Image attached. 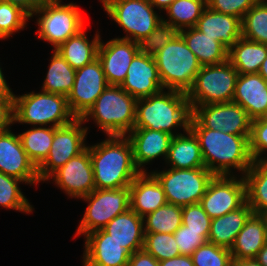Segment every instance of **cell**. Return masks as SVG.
I'll return each mask as SVG.
<instances>
[{
  "mask_svg": "<svg viewBox=\"0 0 267 266\" xmlns=\"http://www.w3.org/2000/svg\"><path fill=\"white\" fill-rule=\"evenodd\" d=\"M95 189L129 187L141 173L133 158L130 140L125 136H109L89 147Z\"/></svg>",
  "mask_w": 267,
  "mask_h": 266,
  "instance_id": "6da1fadb",
  "label": "cell"
},
{
  "mask_svg": "<svg viewBox=\"0 0 267 266\" xmlns=\"http://www.w3.org/2000/svg\"><path fill=\"white\" fill-rule=\"evenodd\" d=\"M189 129L199 140L205 168L214 175L230 176L233 167L243 176L253 164L250 135L227 134L208 128Z\"/></svg>",
  "mask_w": 267,
  "mask_h": 266,
  "instance_id": "7a4b0ae2",
  "label": "cell"
},
{
  "mask_svg": "<svg viewBox=\"0 0 267 266\" xmlns=\"http://www.w3.org/2000/svg\"><path fill=\"white\" fill-rule=\"evenodd\" d=\"M163 91L137 100L134 128L167 132L172 136L180 135L181 133L174 134L172 129H189L192 111L187 93L176 90Z\"/></svg>",
  "mask_w": 267,
  "mask_h": 266,
  "instance_id": "3957f363",
  "label": "cell"
},
{
  "mask_svg": "<svg viewBox=\"0 0 267 266\" xmlns=\"http://www.w3.org/2000/svg\"><path fill=\"white\" fill-rule=\"evenodd\" d=\"M136 104L137 99L121 86L108 85L81 120L86 122L94 118L108 137L126 136L134 128Z\"/></svg>",
  "mask_w": 267,
  "mask_h": 266,
  "instance_id": "277c9868",
  "label": "cell"
},
{
  "mask_svg": "<svg viewBox=\"0 0 267 266\" xmlns=\"http://www.w3.org/2000/svg\"><path fill=\"white\" fill-rule=\"evenodd\" d=\"M158 74L167 90L187 93L202 65L179 34L153 55Z\"/></svg>",
  "mask_w": 267,
  "mask_h": 266,
  "instance_id": "5b68a950",
  "label": "cell"
},
{
  "mask_svg": "<svg viewBox=\"0 0 267 266\" xmlns=\"http://www.w3.org/2000/svg\"><path fill=\"white\" fill-rule=\"evenodd\" d=\"M15 123L62 127L72 123L76 117L70 111L67 96L42 91L30 92L13 98Z\"/></svg>",
  "mask_w": 267,
  "mask_h": 266,
  "instance_id": "8992f818",
  "label": "cell"
},
{
  "mask_svg": "<svg viewBox=\"0 0 267 266\" xmlns=\"http://www.w3.org/2000/svg\"><path fill=\"white\" fill-rule=\"evenodd\" d=\"M238 75L228 60L221 64L202 66L192 88L187 92L191 111L196 106L232 102Z\"/></svg>",
  "mask_w": 267,
  "mask_h": 266,
  "instance_id": "52a82bcc",
  "label": "cell"
},
{
  "mask_svg": "<svg viewBox=\"0 0 267 266\" xmlns=\"http://www.w3.org/2000/svg\"><path fill=\"white\" fill-rule=\"evenodd\" d=\"M36 14L40 16L37 19L38 38L55 49L84 29L81 11L73 3L63 5L60 0H44Z\"/></svg>",
  "mask_w": 267,
  "mask_h": 266,
  "instance_id": "ba28073f",
  "label": "cell"
},
{
  "mask_svg": "<svg viewBox=\"0 0 267 266\" xmlns=\"http://www.w3.org/2000/svg\"><path fill=\"white\" fill-rule=\"evenodd\" d=\"M162 186L167 203L187 206L199 203L215 176L205 167L193 169L169 168L151 172Z\"/></svg>",
  "mask_w": 267,
  "mask_h": 266,
  "instance_id": "9c48e42d",
  "label": "cell"
},
{
  "mask_svg": "<svg viewBox=\"0 0 267 266\" xmlns=\"http://www.w3.org/2000/svg\"><path fill=\"white\" fill-rule=\"evenodd\" d=\"M104 11L127 35V39L139 43L162 22L149 0H103Z\"/></svg>",
  "mask_w": 267,
  "mask_h": 266,
  "instance_id": "30bf717a",
  "label": "cell"
},
{
  "mask_svg": "<svg viewBox=\"0 0 267 266\" xmlns=\"http://www.w3.org/2000/svg\"><path fill=\"white\" fill-rule=\"evenodd\" d=\"M82 199L89 205L76 231L77 236L103 229L114 217L126 212L130 208V189H95Z\"/></svg>",
  "mask_w": 267,
  "mask_h": 266,
  "instance_id": "8fae6325",
  "label": "cell"
},
{
  "mask_svg": "<svg viewBox=\"0 0 267 266\" xmlns=\"http://www.w3.org/2000/svg\"><path fill=\"white\" fill-rule=\"evenodd\" d=\"M251 127L252 119L246 110L233 101L196 106L189 122V128L221 130L234 135H250Z\"/></svg>",
  "mask_w": 267,
  "mask_h": 266,
  "instance_id": "7c38bea8",
  "label": "cell"
},
{
  "mask_svg": "<svg viewBox=\"0 0 267 266\" xmlns=\"http://www.w3.org/2000/svg\"><path fill=\"white\" fill-rule=\"evenodd\" d=\"M82 124L84 122L76 118L72 123L55 130L49 154L37 167L40 181H47L56 170L87 148L84 140L88 128L82 127Z\"/></svg>",
  "mask_w": 267,
  "mask_h": 266,
  "instance_id": "4fadbf2b",
  "label": "cell"
},
{
  "mask_svg": "<svg viewBox=\"0 0 267 266\" xmlns=\"http://www.w3.org/2000/svg\"><path fill=\"white\" fill-rule=\"evenodd\" d=\"M215 175L210 181L200 205L213 219L221 217L241 207L246 202V184L244 177Z\"/></svg>",
  "mask_w": 267,
  "mask_h": 266,
  "instance_id": "5bb4252c",
  "label": "cell"
},
{
  "mask_svg": "<svg viewBox=\"0 0 267 266\" xmlns=\"http://www.w3.org/2000/svg\"><path fill=\"white\" fill-rule=\"evenodd\" d=\"M108 85L98 58L76 69L74 85L67 96L72 114L81 119Z\"/></svg>",
  "mask_w": 267,
  "mask_h": 266,
  "instance_id": "9a60e30c",
  "label": "cell"
},
{
  "mask_svg": "<svg viewBox=\"0 0 267 266\" xmlns=\"http://www.w3.org/2000/svg\"><path fill=\"white\" fill-rule=\"evenodd\" d=\"M64 190L69 197L82 198L95 190L94 173L89 146L78 156L71 158L56 170L48 180Z\"/></svg>",
  "mask_w": 267,
  "mask_h": 266,
  "instance_id": "2e32d148",
  "label": "cell"
},
{
  "mask_svg": "<svg viewBox=\"0 0 267 266\" xmlns=\"http://www.w3.org/2000/svg\"><path fill=\"white\" fill-rule=\"evenodd\" d=\"M0 172L26 184L40 182L37 167L23 149L19 135L10 129L0 132Z\"/></svg>",
  "mask_w": 267,
  "mask_h": 266,
  "instance_id": "e0dca14e",
  "label": "cell"
},
{
  "mask_svg": "<svg viewBox=\"0 0 267 266\" xmlns=\"http://www.w3.org/2000/svg\"><path fill=\"white\" fill-rule=\"evenodd\" d=\"M139 52V43L113 38L104 44L100 41L98 59L109 85L121 86L134 56Z\"/></svg>",
  "mask_w": 267,
  "mask_h": 266,
  "instance_id": "ac0fdd59",
  "label": "cell"
},
{
  "mask_svg": "<svg viewBox=\"0 0 267 266\" xmlns=\"http://www.w3.org/2000/svg\"><path fill=\"white\" fill-rule=\"evenodd\" d=\"M121 88L137 100L164 90L154 57L139 51L130 63Z\"/></svg>",
  "mask_w": 267,
  "mask_h": 266,
  "instance_id": "d6986e66",
  "label": "cell"
},
{
  "mask_svg": "<svg viewBox=\"0 0 267 266\" xmlns=\"http://www.w3.org/2000/svg\"><path fill=\"white\" fill-rule=\"evenodd\" d=\"M83 266H128L131 254L103 229L85 235Z\"/></svg>",
  "mask_w": 267,
  "mask_h": 266,
  "instance_id": "ffe728a7",
  "label": "cell"
},
{
  "mask_svg": "<svg viewBox=\"0 0 267 266\" xmlns=\"http://www.w3.org/2000/svg\"><path fill=\"white\" fill-rule=\"evenodd\" d=\"M126 136L132 145L134 163L140 172H145L142 167L159 156L166 160L173 139L167 132L145 128H133Z\"/></svg>",
  "mask_w": 267,
  "mask_h": 266,
  "instance_id": "44dd1931",
  "label": "cell"
},
{
  "mask_svg": "<svg viewBox=\"0 0 267 266\" xmlns=\"http://www.w3.org/2000/svg\"><path fill=\"white\" fill-rule=\"evenodd\" d=\"M233 102L242 106L252 120L267 116V81L259 73L239 74Z\"/></svg>",
  "mask_w": 267,
  "mask_h": 266,
  "instance_id": "7402d4cb",
  "label": "cell"
},
{
  "mask_svg": "<svg viewBox=\"0 0 267 266\" xmlns=\"http://www.w3.org/2000/svg\"><path fill=\"white\" fill-rule=\"evenodd\" d=\"M129 189L130 209L142 218L167 203L162 186L151 173L141 172Z\"/></svg>",
  "mask_w": 267,
  "mask_h": 266,
  "instance_id": "603a6c76",
  "label": "cell"
},
{
  "mask_svg": "<svg viewBox=\"0 0 267 266\" xmlns=\"http://www.w3.org/2000/svg\"><path fill=\"white\" fill-rule=\"evenodd\" d=\"M144 219L132 209L114 217L103 230L130 254L143 249Z\"/></svg>",
  "mask_w": 267,
  "mask_h": 266,
  "instance_id": "cb8c5ba5",
  "label": "cell"
},
{
  "mask_svg": "<svg viewBox=\"0 0 267 266\" xmlns=\"http://www.w3.org/2000/svg\"><path fill=\"white\" fill-rule=\"evenodd\" d=\"M200 32L221 42L228 50L242 37L241 19L206 7L196 26Z\"/></svg>",
  "mask_w": 267,
  "mask_h": 266,
  "instance_id": "d4e9b609",
  "label": "cell"
},
{
  "mask_svg": "<svg viewBox=\"0 0 267 266\" xmlns=\"http://www.w3.org/2000/svg\"><path fill=\"white\" fill-rule=\"evenodd\" d=\"M254 214L250 205L245 202L238 209L211 220L208 242L231 249L236 236L245 223Z\"/></svg>",
  "mask_w": 267,
  "mask_h": 266,
  "instance_id": "484cf974",
  "label": "cell"
},
{
  "mask_svg": "<svg viewBox=\"0 0 267 266\" xmlns=\"http://www.w3.org/2000/svg\"><path fill=\"white\" fill-rule=\"evenodd\" d=\"M267 243V224L262 215L253 214L236 236L230 249L233 259L255 258Z\"/></svg>",
  "mask_w": 267,
  "mask_h": 266,
  "instance_id": "4316f807",
  "label": "cell"
},
{
  "mask_svg": "<svg viewBox=\"0 0 267 266\" xmlns=\"http://www.w3.org/2000/svg\"><path fill=\"white\" fill-rule=\"evenodd\" d=\"M179 34L202 66L221 64L228 60V49L195 27L179 30Z\"/></svg>",
  "mask_w": 267,
  "mask_h": 266,
  "instance_id": "83f0119b",
  "label": "cell"
},
{
  "mask_svg": "<svg viewBox=\"0 0 267 266\" xmlns=\"http://www.w3.org/2000/svg\"><path fill=\"white\" fill-rule=\"evenodd\" d=\"M185 134L173 136L166 162L174 169L205 167L198 138L190 129Z\"/></svg>",
  "mask_w": 267,
  "mask_h": 266,
  "instance_id": "f1b7e54d",
  "label": "cell"
},
{
  "mask_svg": "<svg viewBox=\"0 0 267 266\" xmlns=\"http://www.w3.org/2000/svg\"><path fill=\"white\" fill-rule=\"evenodd\" d=\"M267 57V45L243 37L228 50V61L239 74L258 73Z\"/></svg>",
  "mask_w": 267,
  "mask_h": 266,
  "instance_id": "f546056e",
  "label": "cell"
},
{
  "mask_svg": "<svg viewBox=\"0 0 267 266\" xmlns=\"http://www.w3.org/2000/svg\"><path fill=\"white\" fill-rule=\"evenodd\" d=\"M94 36L95 38L89 42L85 35V30L82 29L78 34L70 37L55 50L76 70L98 58L101 38L99 33Z\"/></svg>",
  "mask_w": 267,
  "mask_h": 266,
  "instance_id": "4dcf8cb0",
  "label": "cell"
},
{
  "mask_svg": "<svg viewBox=\"0 0 267 266\" xmlns=\"http://www.w3.org/2000/svg\"><path fill=\"white\" fill-rule=\"evenodd\" d=\"M246 184V202L254 214L263 215L267 212V164L254 161L244 174Z\"/></svg>",
  "mask_w": 267,
  "mask_h": 266,
  "instance_id": "1f68e13d",
  "label": "cell"
},
{
  "mask_svg": "<svg viewBox=\"0 0 267 266\" xmlns=\"http://www.w3.org/2000/svg\"><path fill=\"white\" fill-rule=\"evenodd\" d=\"M42 91L68 96L74 85L76 70L54 49Z\"/></svg>",
  "mask_w": 267,
  "mask_h": 266,
  "instance_id": "d6a6232c",
  "label": "cell"
},
{
  "mask_svg": "<svg viewBox=\"0 0 267 266\" xmlns=\"http://www.w3.org/2000/svg\"><path fill=\"white\" fill-rule=\"evenodd\" d=\"M56 127H35L19 134L23 149L29 159L38 167L48 156Z\"/></svg>",
  "mask_w": 267,
  "mask_h": 266,
  "instance_id": "836d02e7",
  "label": "cell"
},
{
  "mask_svg": "<svg viewBox=\"0 0 267 266\" xmlns=\"http://www.w3.org/2000/svg\"><path fill=\"white\" fill-rule=\"evenodd\" d=\"M206 7L207 0H175L165 9L169 20L162 21L178 30L195 27Z\"/></svg>",
  "mask_w": 267,
  "mask_h": 266,
  "instance_id": "e575fe53",
  "label": "cell"
},
{
  "mask_svg": "<svg viewBox=\"0 0 267 266\" xmlns=\"http://www.w3.org/2000/svg\"><path fill=\"white\" fill-rule=\"evenodd\" d=\"M145 233L174 234L182 225V207L166 203L152 213L143 217ZM146 219V220H145Z\"/></svg>",
  "mask_w": 267,
  "mask_h": 266,
  "instance_id": "d590c367",
  "label": "cell"
},
{
  "mask_svg": "<svg viewBox=\"0 0 267 266\" xmlns=\"http://www.w3.org/2000/svg\"><path fill=\"white\" fill-rule=\"evenodd\" d=\"M242 37L267 45V5L258 1L241 20Z\"/></svg>",
  "mask_w": 267,
  "mask_h": 266,
  "instance_id": "8d00e7d4",
  "label": "cell"
},
{
  "mask_svg": "<svg viewBox=\"0 0 267 266\" xmlns=\"http://www.w3.org/2000/svg\"><path fill=\"white\" fill-rule=\"evenodd\" d=\"M22 180L0 172V206L30 213L33 208L22 194L18 183Z\"/></svg>",
  "mask_w": 267,
  "mask_h": 266,
  "instance_id": "74e56055",
  "label": "cell"
},
{
  "mask_svg": "<svg viewBox=\"0 0 267 266\" xmlns=\"http://www.w3.org/2000/svg\"><path fill=\"white\" fill-rule=\"evenodd\" d=\"M143 249L157 261L180 256L174 234L145 233Z\"/></svg>",
  "mask_w": 267,
  "mask_h": 266,
  "instance_id": "f35d334b",
  "label": "cell"
},
{
  "mask_svg": "<svg viewBox=\"0 0 267 266\" xmlns=\"http://www.w3.org/2000/svg\"><path fill=\"white\" fill-rule=\"evenodd\" d=\"M194 266H231L230 249L212 243L199 246L191 255Z\"/></svg>",
  "mask_w": 267,
  "mask_h": 266,
  "instance_id": "ab89813d",
  "label": "cell"
},
{
  "mask_svg": "<svg viewBox=\"0 0 267 266\" xmlns=\"http://www.w3.org/2000/svg\"><path fill=\"white\" fill-rule=\"evenodd\" d=\"M29 18L20 8L0 0V39L9 38L14 32L23 29Z\"/></svg>",
  "mask_w": 267,
  "mask_h": 266,
  "instance_id": "60d3db41",
  "label": "cell"
},
{
  "mask_svg": "<svg viewBox=\"0 0 267 266\" xmlns=\"http://www.w3.org/2000/svg\"><path fill=\"white\" fill-rule=\"evenodd\" d=\"M177 35H179V30L176 27L162 21L147 37L139 42V51L153 56Z\"/></svg>",
  "mask_w": 267,
  "mask_h": 266,
  "instance_id": "b9f144b4",
  "label": "cell"
},
{
  "mask_svg": "<svg viewBox=\"0 0 267 266\" xmlns=\"http://www.w3.org/2000/svg\"><path fill=\"white\" fill-rule=\"evenodd\" d=\"M209 232L188 230L187 226L181 225L174 233L180 255L191 256L199 246L208 242Z\"/></svg>",
  "mask_w": 267,
  "mask_h": 266,
  "instance_id": "7bdbcfd3",
  "label": "cell"
},
{
  "mask_svg": "<svg viewBox=\"0 0 267 266\" xmlns=\"http://www.w3.org/2000/svg\"><path fill=\"white\" fill-rule=\"evenodd\" d=\"M249 142L253 161L264 162L262 154L267 151V116L252 120Z\"/></svg>",
  "mask_w": 267,
  "mask_h": 266,
  "instance_id": "ee69618b",
  "label": "cell"
},
{
  "mask_svg": "<svg viewBox=\"0 0 267 266\" xmlns=\"http://www.w3.org/2000/svg\"><path fill=\"white\" fill-rule=\"evenodd\" d=\"M211 218L200 203L182 207V225L193 231H210Z\"/></svg>",
  "mask_w": 267,
  "mask_h": 266,
  "instance_id": "f6af8a7d",
  "label": "cell"
},
{
  "mask_svg": "<svg viewBox=\"0 0 267 266\" xmlns=\"http://www.w3.org/2000/svg\"><path fill=\"white\" fill-rule=\"evenodd\" d=\"M259 0H207V7L219 13L236 16L242 20L247 11Z\"/></svg>",
  "mask_w": 267,
  "mask_h": 266,
  "instance_id": "bcb514c9",
  "label": "cell"
},
{
  "mask_svg": "<svg viewBox=\"0 0 267 266\" xmlns=\"http://www.w3.org/2000/svg\"><path fill=\"white\" fill-rule=\"evenodd\" d=\"M14 124L13 98H0V132Z\"/></svg>",
  "mask_w": 267,
  "mask_h": 266,
  "instance_id": "7dc6e473",
  "label": "cell"
},
{
  "mask_svg": "<svg viewBox=\"0 0 267 266\" xmlns=\"http://www.w3.org/2000/svg\"><path fill=\"white\" fill-rule=\"evenodd\" d=\"M128 266H159V261L144 249H141L131 254Z\"/></svg>",
  "mask_w": 267,
  "mask_h": 266,
  "instance_id": "c3c4849f",
  "label": "cell"
},
{
  "mask_svg": "<svg viewBox=\"0 0 267 266\" xmlns=\"http://www.w3.org/2000/svg\"><path fill=\"white\" fill-rule=\"evenodd\" d=\"M12 5L20 8L30 18L33 17L35 11L41 6L44 0H4Z\"/></svg>",
  "mask_w": 267,
  "mask_h": 266,
  "instance_id": "681fc988",
  "label": "cell"
},
{
  "mask_svg": "<svg viewBox=\"0 0 267 266\" xmlns=\"http://www.w3.org/2000/svg\"><path fill=\"white\" fill-rule=\"evenodd\" d=\"M159 266H194L191 256L180 255L171 259L159 261Z\"/></svg>",
  "mask_w": 267,
  "mask_h": 266,
  "instance_id": "f907efd6",
  "label": "cell"
},
{
  "mask_svg": "<svg viewBox=\"0 0 267 266\" xmlns=\"http://www.w3.org/2000/svg\"><path fill=\"white\" fill-rule=\"evenodd\" d=\"M15 94L11 92L6 80L4 79L3 72L0 68V98H14Z\"/></svg>",
  "mask_w": 267,
  "mask_h": 266,
  "instance_id": "816d5d0a",
  "label": "cell"
},
{
  "mask_svg": "<svg viewBox=\"0 0 267 266\" xmlns=\"http://www.w3.org/2000/svg\"><path fill=\"white\" fill-rule=\"evenodd\" d=\"M231 266H261L254 258L232 259Z\"/></svg>",
  "mask_w": 267,
  "mask_h": 266,
  "instance_id": "f5cc1de1",
  "label": "cell"
},
{
  "mask_svg": "<svg viewBox=\"0 0 267 266\" xmlns=\"http://www.w3.org/2000/svg\"><path fill=\"white\" fill-rule=\"evenodd\" d=\"M261 266H267V243L254 258Z\"/></svg>",
  "mask_w": 267,
  "mask_h": 266,
  "instance_id": "db71d44e",
  "label": "cell"
},
{
  "mask_svg": "<svg viewBox=\"0 0 267 266\" xmlns=\"http://www.w3.org/2000/svg\"><path fill=\"white\" fill-rule=\"evenodd\" d=\"M175 0H149V2L154 6L159 8V10H165L169 5H171Z\"/></svg>",
  "mask_w": 267,
  "mask_h": 266,
  "instance_id": "11a10c76",
  "label": "cell"
},
{
  "mask_svg": "<svg viewBox=\"0 0 267 266\" xmlns=\"http://www.w3.org/2000/svg\"><path fill=\"white\" fill-rule=\"evenodd\" d=\"M258 73L267 81V57L262 62V65Z\"/></svg>",
  "mask_w": 267,
  "mask_h": 266,
  "instance_id": "9f6ffc18",
  "label": "cell"
},
{
  "mask_svg": "<svg viewBox=\"0 0 267 266\" xmlns=\"http://www.w3.org/2000/svg\"><path fill=\"white\" fill-rule=\"evenodd\" d=\"M261 3L267 5V0H259Z\"/></svg>",
  "mask_w": 267,
  "mask_h": 266,
  "instance_id": "6f0895ef",
  "label": "cell"
},
{
  "mask_svg": "<svg viewBox=\"0 0 267 266\" xmlns=\"http://www.w3.org/2000/svg\"><path fill=\"white\" fill-rule=\"evenodd\" d=\"M262 216L265 218L266 224H267V212L265 214H263Z\"/></svg>",
  "mask_w": 267,
  "mask_h": 266,
  "instance_id": "680465c9",
  "label": "cell"
},
{
  "mask_svg": "<svg viewBox=\"0 0 267 266\" xmlns=\"http://www.w3.org/2000/svg\"><path fill=\"white\" fill-rule=\"evenodd\" d=\"M264 162L267 164V158L266 157L264 158Z\"/></svg>",
  "mask_w": 267,
  "mask_h": 266,
  "instance_id": "91938a15",
  "label": "cell"
}]
</instances>
